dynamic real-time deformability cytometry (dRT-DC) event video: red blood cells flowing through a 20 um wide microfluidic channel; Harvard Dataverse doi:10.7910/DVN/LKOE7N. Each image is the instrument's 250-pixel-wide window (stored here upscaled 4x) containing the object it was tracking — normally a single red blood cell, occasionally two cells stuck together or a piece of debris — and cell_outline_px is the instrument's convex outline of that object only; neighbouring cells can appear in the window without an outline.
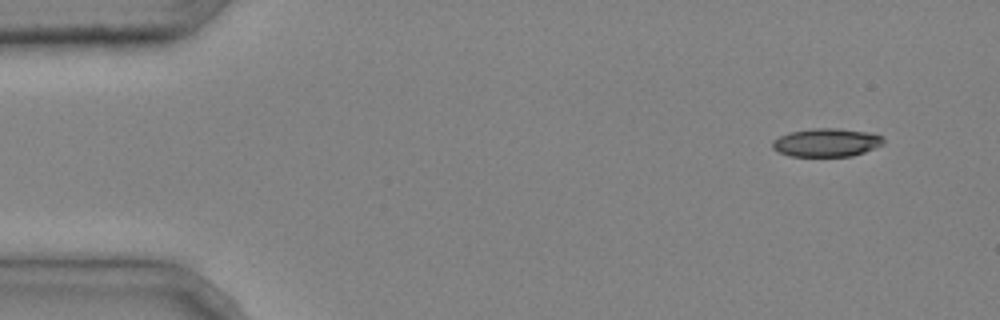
{"species": "common noctule bat (a hibernating species)", "species_latin": "Nyctalus noctula", "temperature_condition": "cold", "stored_images_in_passage": 4, "camera_frame_rate_fps": 3000, "um_per_image_px": 0.085, "animal": {"sex": "male", "body_mass_g": 20.4}, "frame": {"image": 1, "passage_image": 1, "time_ms": 0.0, "image_size_px": [1000, 320], "cell_outline_px": [[884, 144], [864, 152], [852, 156], [788, 156], [772, 148], [772, 140], [788, 132], [812, 128], [840, 128], [868, 132], [884, 136]], "centroid_in_image_um": [70.26, 12.1], "position_along_channel_um": 14.7, "area_um2": 18.5}}
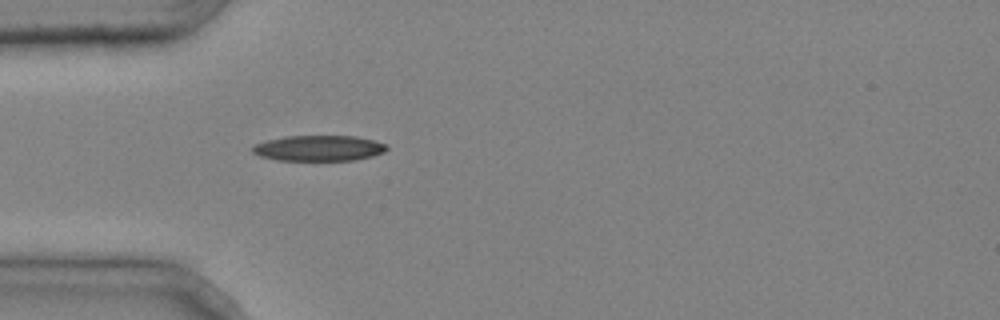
{"frame": {"image": 2, "passage_image": 4, "time_ms": 1.0, "image_size_px": [1000, 320], "cell_outline_px": [[388, 148], [384, 152], [372, 156], [352, 160], [276, 160], [260, 156], [252, 152], [252, 144], [284, 136], [356, 136], [388, 144]], "centroid_in_image_um": [27.08, 12.59], "position_along_channel_um": 57.9, "area_um2": 20.06}}